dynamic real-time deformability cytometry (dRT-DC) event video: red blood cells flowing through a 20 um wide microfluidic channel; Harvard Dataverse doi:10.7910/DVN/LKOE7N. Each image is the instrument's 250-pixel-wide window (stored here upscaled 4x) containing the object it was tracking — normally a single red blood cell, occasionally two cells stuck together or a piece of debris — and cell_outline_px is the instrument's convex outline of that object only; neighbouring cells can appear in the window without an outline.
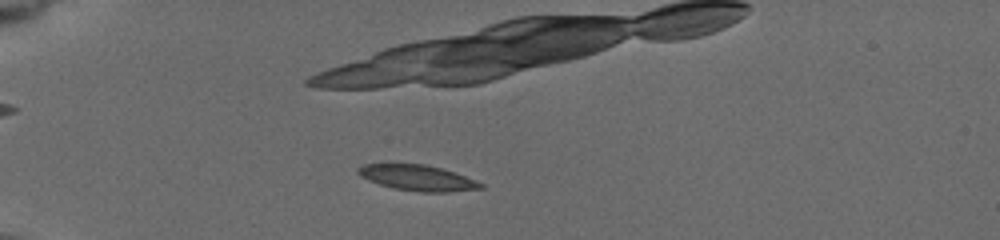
{"species": "common noctule bat (a hibernating species)", "species_latin": "Nyctalus noctula", "temperature_condition": "cold", "stored_images_in_passage": 9, "camera_frame_rate_fps": 3000, "um_per_image_px": 0.085, "animal": {"sex": "female", "body_mass_g": 19.5, "forearm_length_mm": 54.1}, "frame": {"image": 1, "passage_image": 4, "time_ms": 2.333, "image_size_px": [1000, 240], "cell_outline_px": [[484, 188], [448, 192], [420, 192], [392, 188], [368, 180], [360, 176], [356, 172], [356, 168], [364, 164], [392, 160], [424, 164], [456, 172], [484, 184]], "centroid_in_image_um": [35.39, 15.06], "position_along_channel_um": 49.6, "area_um2": 19.25}}
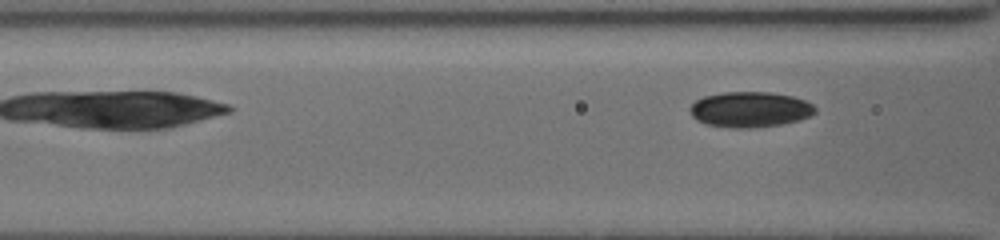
{"frame": {"image": 2, "passage_image": 9, "time_ms": 7.333, "image_size_px": [1000, 240], "cell_outline_px": [[816, 112], [800, 120], [780, 124], [752, 128], [732, 128], [704, 124], [696, 120], [692, 116], [688, 108], [696, 100], [704, 96], [724, 92], [768, 92], [792, 96], [804, 100], [812, 104], [816, 108]], "centroid_in_image_um": [63.72, 9.31], "position_along_channel_um": 102.9, "area_um2": 25.95}}